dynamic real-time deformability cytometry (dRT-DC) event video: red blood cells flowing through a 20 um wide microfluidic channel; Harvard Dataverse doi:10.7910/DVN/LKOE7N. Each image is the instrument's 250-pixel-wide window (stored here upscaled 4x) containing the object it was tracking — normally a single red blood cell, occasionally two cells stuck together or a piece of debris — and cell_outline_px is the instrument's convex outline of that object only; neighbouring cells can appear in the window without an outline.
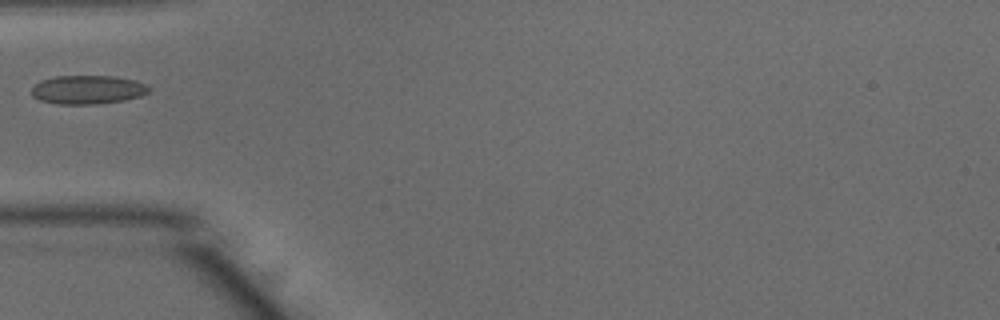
{"species": "common noctule bat (a hibernating species)", "species_latin": "Nyctalus noctula", "temperature_condition": "warm", "stored_images_in_passage": 5, "camera_frame_rate_fps": 3000, "um_per_image_px": 0.085, "animal": {"sex": "male", "body_mass_g": 15.6}, "frame": {"image": 1, "passage_image": 1, "time_ms": 0.0, "image_size_px": [1000, 320], "cell_outline_px": [[148, 92], [140, 96], [124, 100], [96, 104], [60, 104], [40, 100], [32, 96], [32, 88], [40, 80], [56, 76], [112, 76], [132, 80], [144, 84], [148, 88]], "centroid_in_image_um": [7.4, 7.62], "position_along_channel_um": 77.6, "area_um2": 19.36}}